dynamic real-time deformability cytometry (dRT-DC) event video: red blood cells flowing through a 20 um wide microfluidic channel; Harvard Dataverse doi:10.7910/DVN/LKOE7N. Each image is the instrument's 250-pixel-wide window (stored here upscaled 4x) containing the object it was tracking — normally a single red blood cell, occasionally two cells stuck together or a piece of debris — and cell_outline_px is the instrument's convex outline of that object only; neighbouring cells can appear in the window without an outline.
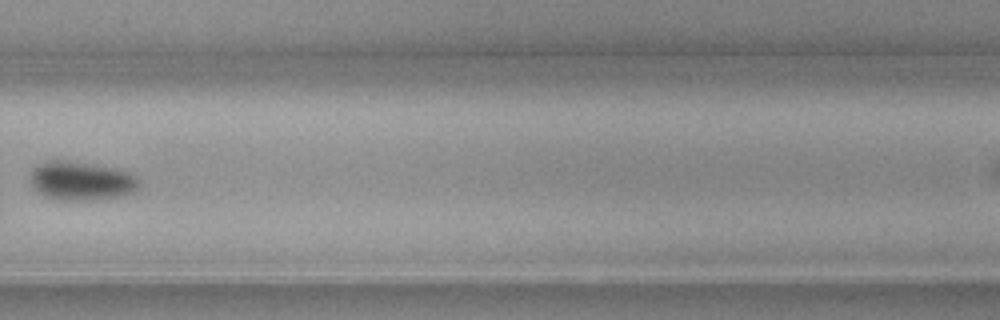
{"species": "common noctule bat (a hibernating species)", "species_latin": "Nyctalus noctula", "temperature_condition": "cold", "stored_images_in_passage": 11, "camera_frame_rate_fps": 3000, "um_per_image_px": 0.085, "animal": {"sex": "female", "body_mass_g": 19.3, "forearm_length_mm": 54.1}, "frame": {"image": 1, "passage_image": 10, "time_ms": 3.0, "image_size_px": [1000, 320], "cell_outline_px": [[140, 188], [132, 192], [116, 196], [92, 200], [52, 200], [44, 196], [32, 184], [32, 172], [40, 164], [52, 160], [64, 160], [112, 168], [128, 172], [136, 176], [140, 184]], "centroid_in_image_um": [6.93, 15.39], "position_along_channel_um": 322.9, "area_um2": 24.04}}